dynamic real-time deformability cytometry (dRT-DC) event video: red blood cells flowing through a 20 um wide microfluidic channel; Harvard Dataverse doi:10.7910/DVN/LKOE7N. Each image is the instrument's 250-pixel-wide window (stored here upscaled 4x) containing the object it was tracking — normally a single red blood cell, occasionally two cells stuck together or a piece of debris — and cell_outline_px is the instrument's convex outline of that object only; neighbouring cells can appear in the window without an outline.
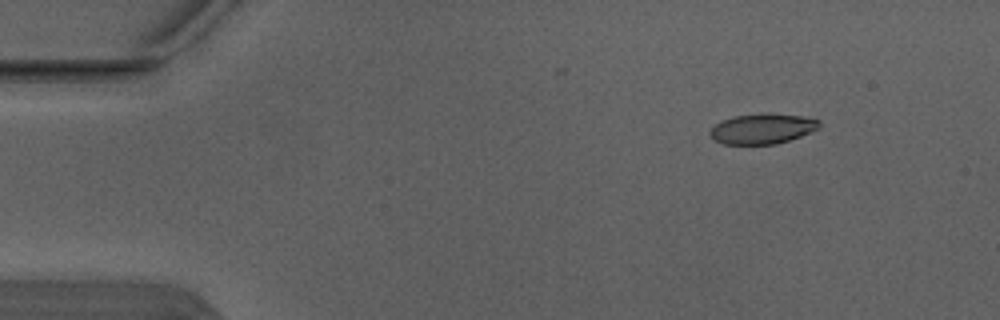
{"species": "Egyptian fruit bat (a non-hibernating species)", "species_latin": "Rousettus aegyptiacus", "temperature_condition": "warm", "stored_images_in_passage": 4, "camera_frame_rate_fps": 3000, "um_per_image_px": 0.085, "animal": {"sex": "male"}, "frame": {"image": 1, "passage_image": 2, "time_ms": 0.333, "image_size_px": [1000, 320], "cell_outline_px": [[820, 128], [800, 136], [776, 144], [724, 144], [716, 140], [708, 132], [720, 120], [732, 116], [768, 112], [800, 116], [820, 120]], "centroid_in_image_um": [64.8, 10.92], "position_along_channel_um": 20.2, "area_um2": 19.31}}